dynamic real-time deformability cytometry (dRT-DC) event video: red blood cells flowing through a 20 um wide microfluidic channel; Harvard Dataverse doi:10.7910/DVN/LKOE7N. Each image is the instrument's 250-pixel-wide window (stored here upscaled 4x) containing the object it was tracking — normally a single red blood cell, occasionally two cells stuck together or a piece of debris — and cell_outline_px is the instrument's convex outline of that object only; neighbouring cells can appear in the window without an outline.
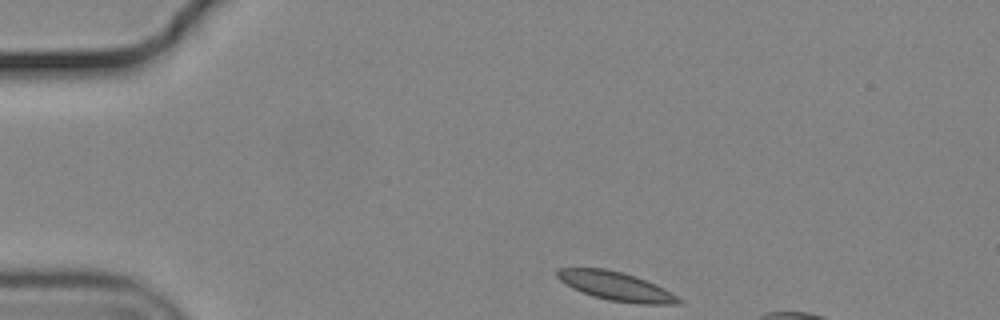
{"species": "common noctule bat (a hibernating species)", "species_latin": "Nyctalus noctula", "temperature_condition": "cold", "stored_images_in_passage": 8, "camera_frame_rate_fps": 3000, "um_per_image_px": 0.085, "animal": {"sex": "male", "body_mass_g": 19.2, "forearm_length_mm": 51.8}, "frame": {"image": 1, "passage_image": 1, "time_ms": 0.0, "image_size_px": [1000, 320], "cell_outline_px": [[684, 300], [680, 304], [636, 304], [608, 300], [592, 296], [572, 288], [560, 280], [556, 276], [556, 268], [604, 268], [624, 272], [636, 276], [656, 284], [672, 292]], "centroid_in_image_um": [52.39, 24.33], "position_along_channel_um": 32.6, "area_um2": 20.63}}